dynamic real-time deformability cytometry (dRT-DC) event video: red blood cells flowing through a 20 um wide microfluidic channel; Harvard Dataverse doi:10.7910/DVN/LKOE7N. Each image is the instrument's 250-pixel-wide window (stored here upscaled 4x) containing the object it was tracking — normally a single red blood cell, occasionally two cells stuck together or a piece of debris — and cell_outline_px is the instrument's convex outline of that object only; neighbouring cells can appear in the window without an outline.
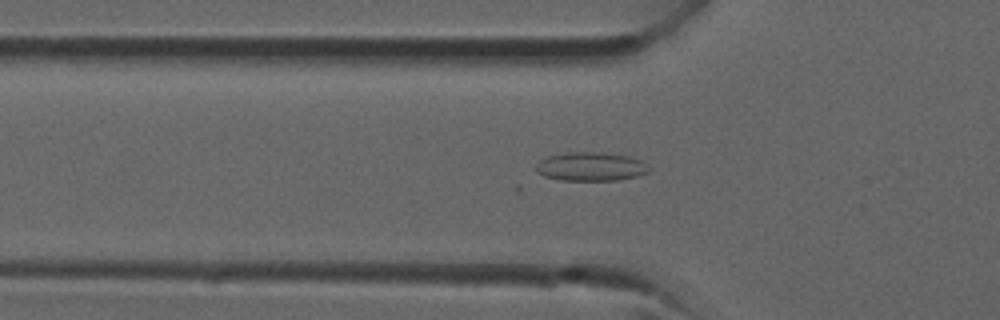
{"species": "common noctule bat (a hibernating species)", "species_latin": "Nyctalus noctula", "temperature_condition": "room temperature", "stored_images_in_passage": 35, "camera_frame_rate_fps": 3000, "um_per_image_px": 0.085, "animal": {"sex": "male", "forearm_length_mm": 52.5}, "frame": {"image": 1, "passage_image": 11, "time_ms": 3.333, "image_size_px": [1000, 320], "cell_outline_px": [[652, 168], [648, 172], [636, 176], [616, 180], [560, 180], [544, 176], [536, 172], [536, 164], [540, 160], [548, 156], [568, 152], [600, 152], [628, 156], [640, 160]], "centroid_in_image_um": [50.2, 14.16], "position_along_channel_um": 75.6, "area_um2": 18.9}}
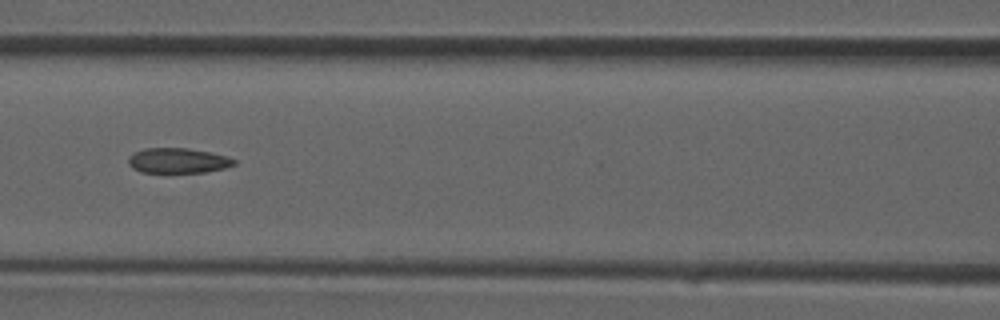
{"frame": {"image": 2, "passage_image": 15, "time_ms": 4.667, "image_size_px": [1000, 320], "cell_outline_px": [[236, 164], [224, 168], [204, 172], [140, 172], [132, 168], [128, 164], [128, 156], [132, 152], [144, 148], [188, 148], [212, 152], [228, 156], [236, 160]], "centroid_in_image_um": [15.1, 13.64], "position_along_channel_um": 151.5, "area_um2": 15.66}}
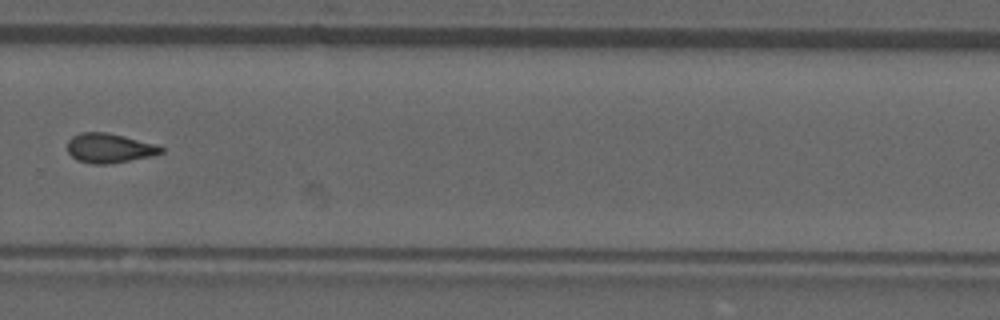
{"frame": {"image": 3, "passage_image": 24, "time_ms": 7.667, "image_size_px": [1000, 320], "cell_outline_px": [[164, 152], [152, 156], [108, 164], [92, 164], [76, 160], [68, 152], [68, 140], [72, 136], [80, 132], [108, 132], [156, 144], [164, 148]], "centroid_in_image_um": [9.29, 12.58], "position_along_channel_um": 320.5, "area_um2": 16.18}}